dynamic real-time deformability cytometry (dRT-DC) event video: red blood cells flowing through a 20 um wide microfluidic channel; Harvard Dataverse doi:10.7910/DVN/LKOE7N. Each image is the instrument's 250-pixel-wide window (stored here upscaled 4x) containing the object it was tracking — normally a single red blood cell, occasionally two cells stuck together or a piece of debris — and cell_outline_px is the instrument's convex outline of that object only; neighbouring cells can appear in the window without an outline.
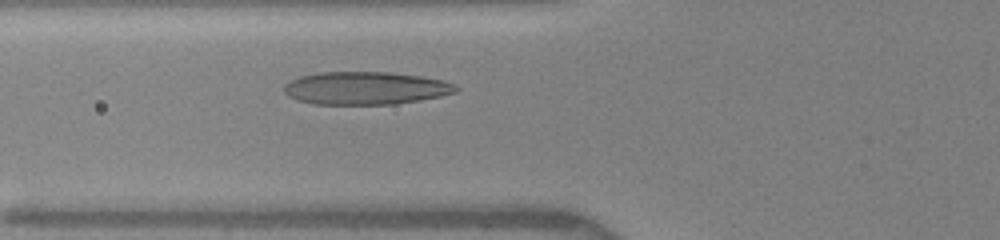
{"species": "human", "species_latin": "Homo sapiens", "temperature_condition": "warm", "stored_images_in_passage": 18, "camera_frame_rate_fps": 3000, "um_per_image_px": 0.085, "donor": {"sex": "female"}, "frame": {"image": 1, "passage_image": 18, "time_ms": 3.0, "image_size_px": [1000, 240], "cell_outline_px": [[460, 88], [456, 92], [440, 96], [420, 100], [396, 104], [312, 104], [296, 100], [288, 96], [284, 92], [284, 84], [300, 76], [320, 72], [392, 72], [420, 76], [444, 80], [456, 84]], "centroid_in_image_um": [31.09, 7.49], "position_along_channel_um": 94.7, "area_um2": 33.12}}